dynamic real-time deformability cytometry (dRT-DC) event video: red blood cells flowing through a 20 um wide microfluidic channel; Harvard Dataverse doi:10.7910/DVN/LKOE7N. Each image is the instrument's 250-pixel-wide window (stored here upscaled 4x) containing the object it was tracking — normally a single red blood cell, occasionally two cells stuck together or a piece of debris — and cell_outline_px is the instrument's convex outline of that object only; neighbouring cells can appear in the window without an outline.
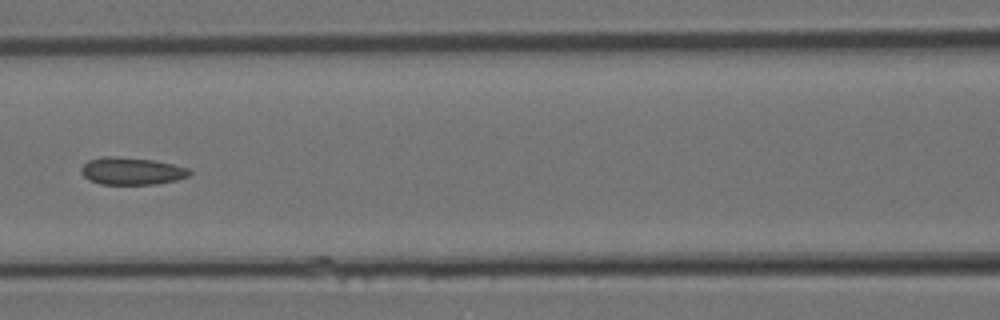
{"species": "Egyptian fruit bat (a non-hibernating species)", "species_latin": "Rousettus aegyptiacus", "temperature_condition": "room temperature", "stored_images_in_passage": 7, "camera_frame_rate_fps": 3000, "um_per_image_px": 0.085, "animal": {"sex": "female"}, "frame": {"image": 1, "passage_image": 5, "time_ms": 1.333, "image_size_px": [1000, 320], "cell_outline_px": [[192, 172], [188, 176], [176, 180], [156, 184], [100, 184], [88, 180], [80, 172], [80, 168], [88, 160], [100, 156], [116, 156], [152, 160], [172, 164], [188, 168]], "centroid_in_image_um": [11.15, 14.53], "position_along_channel_um": 155.5, "area_um2": 17.34}}